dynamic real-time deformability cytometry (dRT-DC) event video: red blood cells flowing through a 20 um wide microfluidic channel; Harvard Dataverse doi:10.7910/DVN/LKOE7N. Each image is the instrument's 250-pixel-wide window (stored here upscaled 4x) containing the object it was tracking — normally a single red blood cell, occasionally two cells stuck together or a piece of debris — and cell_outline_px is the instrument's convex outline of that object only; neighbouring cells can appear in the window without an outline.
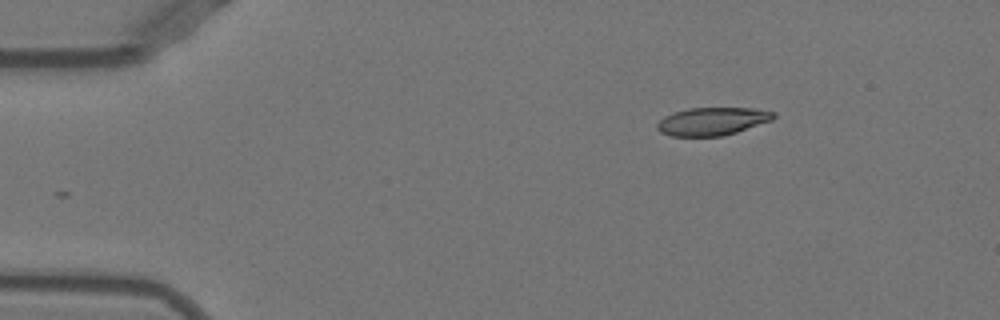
{"species": "Egyptian fruit bat (a non-hibernating species)", "species_latin": "Rousettus aegyptiacus", "temperature_condition": "warm", "stored_images_in_passage": 45, "camera_frame_rate_fps": 3000, "um_per_image_px": 0.085, "animal": {"sex": "female"}, "frame": {"image": 1, "passage_image": 1, "time_ms": 0.0, "image_size_px": [1000, 320], "cell_outline_px": [[776, 116], [772, 120], [724, 136], [672, 136], [660, 132], [656, 128], [656, 124], [664, 116], [672, 112], [688, 108], [752, 108], [776, 112]], "centroid_in_image_um": [60.52, 10.31], "position_along_channel_um": 24.5, "area_um2": 19.02}}
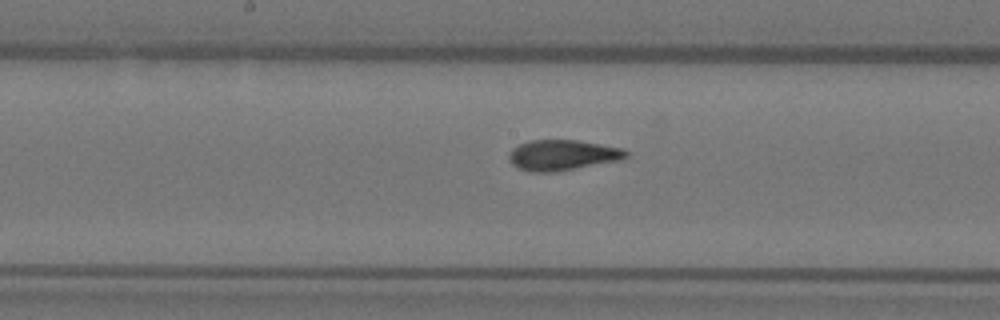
{"frame": {"image": 2, "passage_image": 20, "time_ms": 6.333, "image_size_px": [1000, 320], "cell_outline_px": [[628, 156], [620, 160], [556, 172], [532, 172], [520, 168], [512, 164], [508, 160], [508, 156], [512, 148], [528, 140], [576, 140], [624, 148], [628, 152]], "centroid_in_image_um": [47.81, 13.18], "position_along_channel_um": 200.4, "area_um2": 20.87}}
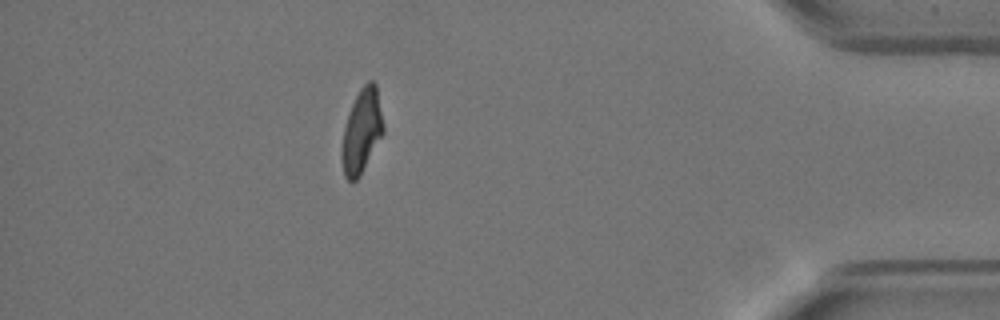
{"frame": {"image": 3, "passage_image": 39, "time_ms": 12.667, "image_size_px": [1000, 320], "cell_outline_px": [[384, 132], [360, 176], [352, 184], [344, 176], [340, 156], [340, 152], [344, 128], [352, 104], [360, 88], [368, 80], [372, 80], [376, 84], [384, 128]], "centroid_in_image_um": [30.73, 11.19], "position_along_channel_um": 404.5, "area_um2": 20.35}, "authors_computed_cell_mechanics": {"area_um2": 20.6346, "velocity_mm_per_s": 3.9389, "shape_relaxation_time_tau1_ms": 5.6318, "shape_relaxation_time_tau2_ms": 1.2311, "deformation_change_tau1": 0.2199, "deformation_change_tau2": 0.0809}}